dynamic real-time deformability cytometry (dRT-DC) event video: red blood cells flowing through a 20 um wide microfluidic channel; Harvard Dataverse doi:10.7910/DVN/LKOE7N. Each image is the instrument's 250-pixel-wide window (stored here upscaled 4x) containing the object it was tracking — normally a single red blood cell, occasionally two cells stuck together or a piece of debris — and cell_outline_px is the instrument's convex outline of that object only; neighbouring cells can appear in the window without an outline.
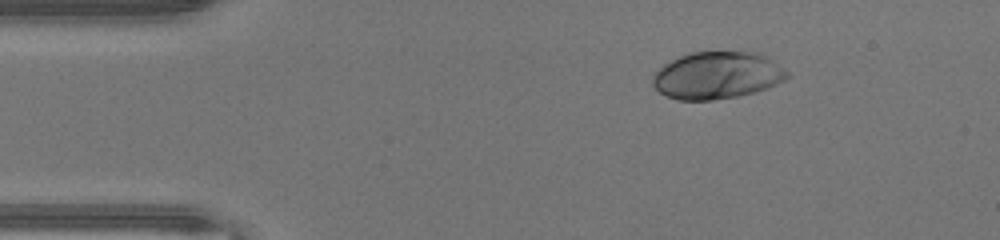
{"species": "human", "species_latin": "Homo sapiens", "temperature_condition": "warm", "stored_images_in_passage": 40, "camera_frame_rate_fps": 3000, "um_per_image_px": 0.085, "donor": {"sex": "male"}, "frame": {"image": 1, "passage_image": 1, "time_ms": 0.0, "image_size_px": [1000, 240], "cell_outline_px": [[792, 76], [776, 84], [752, 92], [736, 96], [712, 100], [680, 100], [668, 96], [660, 92], [652, 84], [652, 72], [664, 64], [688, 52], [752, 52], [764, 56], [784, 68]], "centroid_in_image_um": [60.91, 6.4], "position_along_channel_um": 24.1, "area_um2": 36.7}}
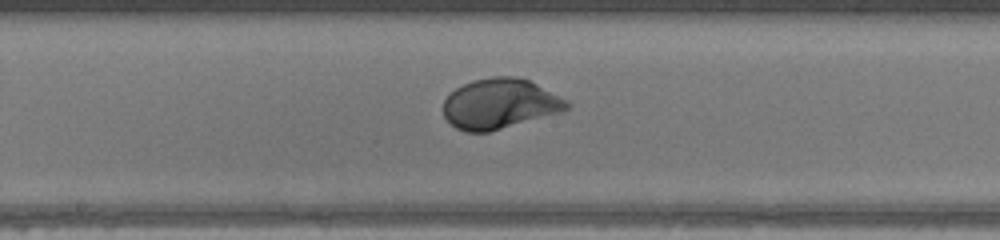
{"frame": {"image": 2, "passage_image": 18, "time_ms": 5.667, "image_size_px": [1000, 240], "cell_outline_px": [[572, 104], [568, 108], [560, 112], [488, 132], [464, 132], [456, 128], [444, 116], [444, 100], [456, 88], [472, 80], [492, 76], [516, 76], [528, 80], [568, 100]], "centroid_in_image_um": [42.48, 8.81], "position_along_channel_um": 205.7, "area_um2": 35.84}}
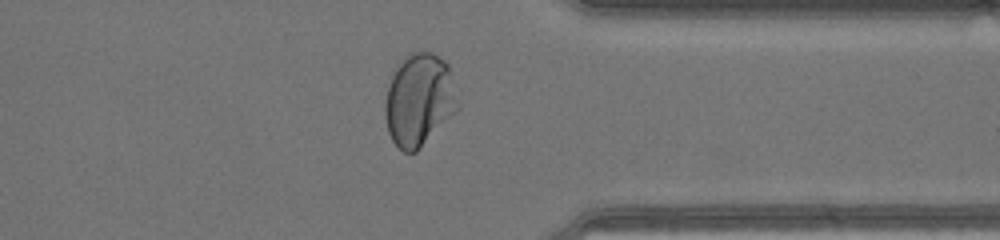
{"frame": {"image": 3, "passage_image": 30, "time_ms": 9.667, "image_size_px": [1000, 240], "cell_outline_px": [[460, 108], [416, 152], [404, 152], [392, 140], [388, 132], [384, 112], [384, 104], [388, 88], [392, 76], [400, 60], [412, 52], [432, 52], [444, 60], [448, 64], [460, 104]], "centroid_in_image_um": [35.64, 8.49], "position_along_channel_um": 375.8, "area_um2": 39.25}, "authors_computed_cell_mechanics": {"area_um2": 36.414, "velocity_mm_per_s": 4.4291, "shape_relaxation_time_tau1_ms": 2.274, "shape_relaxation_time_tau2_ms": null, "deformation_change_tau1": 0.1836, "deformation_change_tau2": null}}